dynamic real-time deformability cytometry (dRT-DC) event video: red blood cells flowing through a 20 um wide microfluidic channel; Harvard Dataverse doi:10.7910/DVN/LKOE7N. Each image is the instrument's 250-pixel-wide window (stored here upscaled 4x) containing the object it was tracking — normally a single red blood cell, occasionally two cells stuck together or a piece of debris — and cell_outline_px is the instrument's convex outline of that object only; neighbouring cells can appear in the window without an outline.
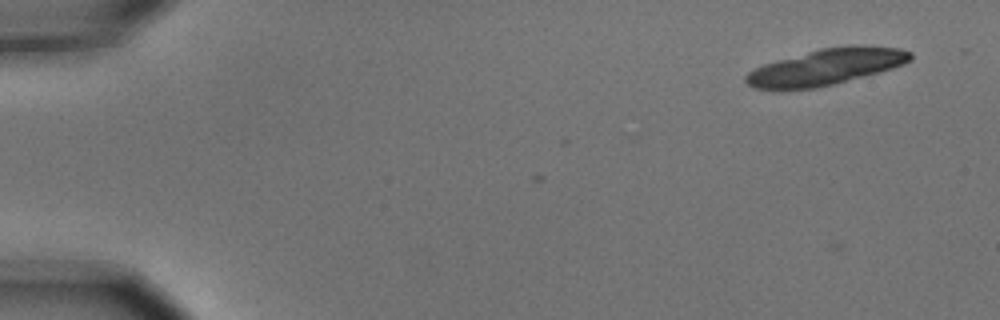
{"species": "common noctule bat (a hibernating species)", "species_latin": "Nyctalus noctula", "temperature_condition": "cold", "stored_images_in_passage": 3, "camera_frame_rate_fps": 3000, "um_per_image_px": 0.085, "animal": {"sex": "male", "body_mass_g": 15.6}, "frame": {"image": 1, "passage_image": 1, "time_ms": 0.0, "image_size_px": [1000, 320], "cell_outline_px": [[912, 60], [904, 64], [880, 72], [816, 88], [752, 88], [744, 80], [744, 76], [748, 72], [764, 64], [776, 60], [820, 48], [848, 44], [864, 44], [900, 48], [912, 52]], "centroid_in_image_um": [70.28, 5.64], "position_along_channel_um": 14.7, "area_um2": 34.68}}